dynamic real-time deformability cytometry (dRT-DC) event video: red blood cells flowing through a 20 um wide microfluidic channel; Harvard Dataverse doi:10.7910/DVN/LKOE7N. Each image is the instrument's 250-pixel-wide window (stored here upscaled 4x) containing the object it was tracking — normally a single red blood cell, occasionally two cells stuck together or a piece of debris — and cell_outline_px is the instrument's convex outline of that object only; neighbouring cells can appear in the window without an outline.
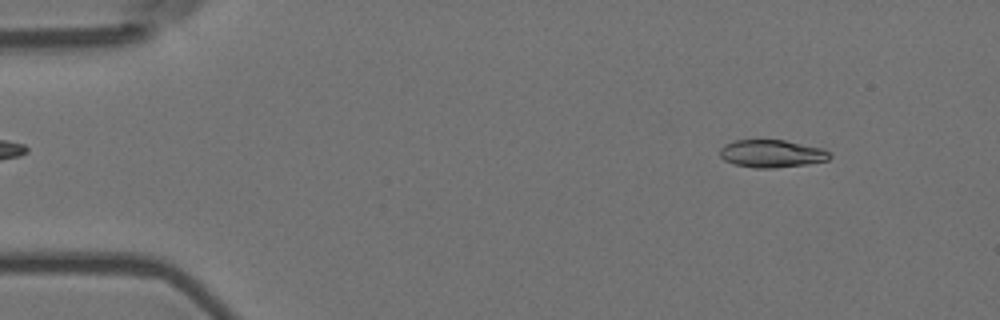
{"species": "Egyptian fruit bat (a non-hibernating species)", "species_latin": "Rousettus aegyptiacus", "temperature_condition": "room temperature", "stored_images_in_passage": 4, "camera_frame_rate_fps": 3000, "um_per_image_px": 0.085, "animal": {"sex": "female"}, "frame": {"image": 1, "passage_image": 1, "time_ms": 0.0, "image_size_px": [1000, 320], "cell_outline_px": [[832, 156], [828, 160], [804, 164], [772, 168], [756, 168], [736, 164], [724, 160], [720, 156], [720, 148], [724, 144], [732, 140], [784, 140], [824, 148]], "centroid_in_image_um": [65.58, 13.04], "position_along_channel_um": 19.4, "area_um2": 17.63}}
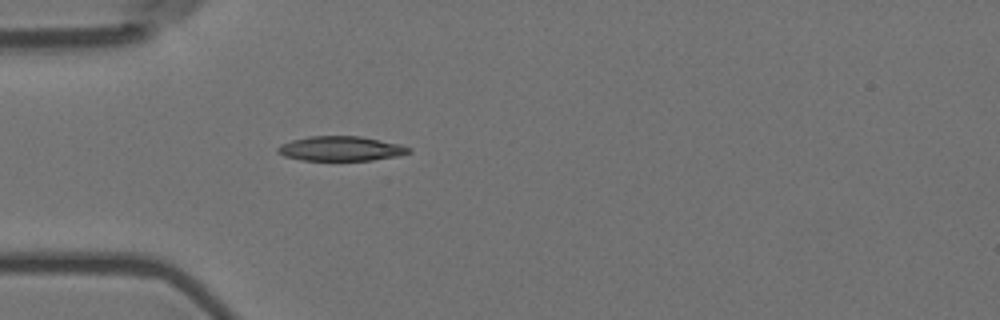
{"frame": {"image": 2, "passage_image": 4, "time_ms": 1.0, "image_size_px": [1000, 320], "cell_outline_px": [[412, 152], [400, 156], [372, 160], [300, 160], [284, 156], [276, 152], [276, 148], [280, 144], [292, 140], [308, 136], [360, 136], [400, 144], [412, 148]], "centroid_in_image_um": [28.97, 12.63], "position_along_channel_um": 56.0, "area_um2": 19.02}}